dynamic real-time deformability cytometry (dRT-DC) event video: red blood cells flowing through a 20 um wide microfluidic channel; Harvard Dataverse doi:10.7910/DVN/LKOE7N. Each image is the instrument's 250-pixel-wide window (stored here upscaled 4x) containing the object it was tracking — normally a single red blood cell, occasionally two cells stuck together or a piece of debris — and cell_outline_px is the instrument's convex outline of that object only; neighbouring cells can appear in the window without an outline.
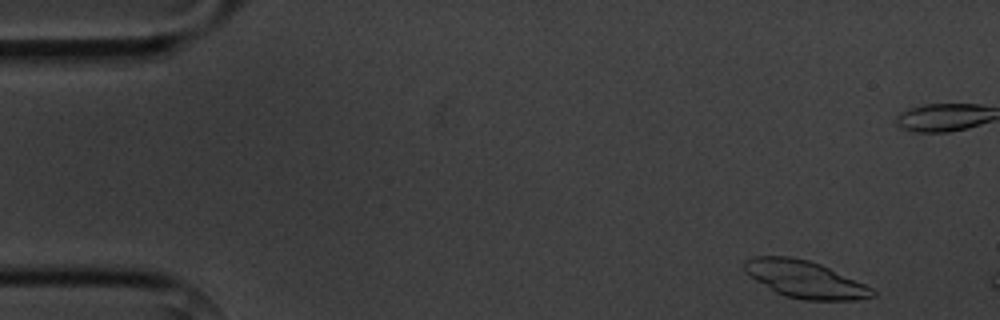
{"species": "common noctule bat (a hibernating species)", "species_latin": "Nyctalus noctula", "temperature_condition": "cold", "stored_images_in_passage": 5, "camera_frame_rate_fps": 3000, "um_per_image_px": 0.085, "animal": {"sex": "male", "body_mass_g": 20.1, "forearm_length_mm": 53.5}, "frame": {"image": 1, "passage_image": 1, "time_ms": 0.0, "image_size_px": [1000, 320], "cell_outline_px": [[876, 296], [856, 300], [804, 300], [784, 296], [776, 292], [756, 280], [744, 272], [744, 260], [752, 256], [788, 256], [808, 260], [820, 264], [864, 284], [872, 288], [876, 292]], "centroid_in_image_um": [68.4, 23.74], "position_along_channel_um": 16.6, "area_um2": 27.57}}